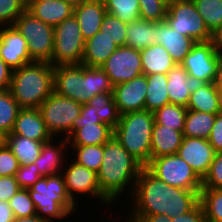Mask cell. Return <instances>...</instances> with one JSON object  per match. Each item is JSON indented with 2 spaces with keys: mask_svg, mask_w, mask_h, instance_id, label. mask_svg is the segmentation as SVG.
<instances>
[{
  "mask_svg": "<svg viewBox=\"0 0 222 222\" xmlns=\"http://www.w3.org/2000/svg\"><path fill=\"white\" fill-rule=\"evenodd\" d=\"M157 34V44L168 51L177 65L183 62L196 43L192 38L172 29L166 21L157 22Z\"/></svg>",
  "mask_w": 222,
  "mask_h": 222,
  "instance_id": "cell-21",
  "label": "cell"
},
{
  "mask_svg": "<svg viewBox=\"0 0 222 222\" xmlns=\"http://www.w3.org/2000/svg\"><path fill=\"white\" fill-rule=\"evenodd\" d=\"M219 60L220 54L210 40L196 42L181 65L189 76L201 79L205 83H213Z\"/></svg>",
  "mask_w": 222,
  "mask_h": 222,
  "instance_id": "cell-14",
  "label": "cell"
},
{
  "mask_svg": "<svg viewBox=\"0 0 222 222\" xmlns=\"http://www.w3.org/2000/svg\"><path fill=\"white\" fill-rule=\"evenodd\" d=\"M140 18L152 22H164L168 5L161 0H139Z\"/></svg>",
  "mask_w": 222,
  "mask_h": 222,
  "instance_id": "cell-42",
  "label": "cell"
},
{
  "mask_svg": "<svg viewBox=\"0 0 222 222\" xmlns=\"http://www.w3.org/2000/svg\"><path fill=\"white\" fill-rule=\"evenodd\" d=\"M94 1H98V2H100V3H106L108 0H94Z\"/></svg>",
  "mask_w": 222,
  "mask_h": 222,
  "instance_id": "cell-61",
  "label": "cell"
},
{
  "mask_svg": "<svg viewBox=\"0 0 222 222\" xmlns=\"http://www.w3.org/2000/svg\"><path fill=\"white\" fill-rule=\"evenodd\" d=\"M19 189L15 176L0 177V201L8 202Z\"/></svg>",
  "mask_w": 222,
  "mask_h": 222,
  "instance_id": "cell-47",
  "label": "cell"
},
{
  "mask_svg": "<svg viewBox=\"0 0 222 222\" xmlns=\"http://www.w3.org/2000/svg\"><path fill=\"white\" fill-rule=\"evenodd\" d=\"M19 167L18 159L13 155L7 144L2 141L0 143V177L15 176Z\"/></svg>",
  "mask_w": 222,
  "mask_h": 222,
  "instance_id": "cell-45",
  "label": "cell"
},
{
  "mask_svg": "<svg viewBox=\"0 0 222 222\" xmlns=\"http://www.w3.org/2000/svg\"><path fill=\"white\" fill-rule=\"evenodd\" d=\"M100 31L112 39L119 47L126 46L127 23L122 22L118 17L106 13L103 17Z\"/></svg>",
  "mask_w": 222,
  "mask_h": 222,
  "instance_id": "cell-40",
  "label": "cell"
},
{
  "mask_svg": "<svg viewBox=\"0 0 222 222\" xmlns=\"http://www.w3.org/2000/svg\"><path fill=\"white\" fill-rule=\"evenodd\" d=\"M114 135V128L106 123H81L66 138L70 146L103 145Z\"/></svg>",
  "mask_w": 222,
  "mask_h": 222,
  "instance_id": "cell-22",
  "label": "cell"
},
{
  "mask_svg": "<svg viewBox=\"0 0 222 222\" xmlns=\"http://www.w3.org/2000/svg\"><path fill=\"white\" fill-rule=\"evenodd\" d=\"M12 69L0 57V91L9 90Z\"/></svg>",
  "mask_w": 222,
  "mask_h": 222,
  "instance_id": "cell-51",
  "label": "cell"
},
{
  "mask_svg": "<svg viewBox=\"0 0 222 222\" xmlns=\"http://www.w3.org/2000/svg\"><path fill=\"white\" fill-rule=\"evenodd\" d=\"M166 75L170 103L184 107H187L191 93L205 84L201 79L189 76L181 64H176Z\"/></svg>",
  "mask_w": 222,
  "mask_h": 222,
  "instance_id": "cell-18",
  "label": "cell"
},
{
  "mask_svg": "<svg viewBox=\"0 0 222 222\" xmlns=\"http://www.w3.org/2000/svg\"><path fill=\"white\" fill-rule=\"evenodd\" d=\"M147 93L146 75L113 86V99L120 115L145 110Z\"/></svg>",
  "mask_w": 222,
  "mask_h": 222,
  "instance_id": "cell-16",
  "label": "cell"
},
{
  "mask_svg": "<svg viewBox=\"0 0 222 222\" xmlns=\"http://www.w3.org/2000/svg\"><path fill=\"white\" fill-rule=\"evenodd\" d=\"M0 57L12 69L32 63L26 39L13 26H0Z\"/></svg>",
  "mask_w": 222,
  "mask_h": 222,
  "instance_id": "cell-15",
  "label": "cell"
},
{
  "mask_svg": "<svg viewBox=\"0 0 222 222\" xmlns=\"http://www.w3.org/2000/svg\"><path fill=\"white\" fill-rule=\"evenodd\" d=\"M54 92L84 105L97 94L113 93V85L101 67L59 65L54 67Z\"/></svg>",
  "mask_w": 222,
  "mask_h": 222,
  "instance_id": "cell-3",
  "label": "cell"
},
{
  "mask_svg": "<svg viewBox=\"0 0 222 222\" xmlns=\"http://www.w3.org/2000/svg\"><path fill=\"white\" fill-rule=\"evenodd\" d=\"M154 114L148 110L120 115L114 128L116 140L144 167L150 162Z\"/></svg>",
  "mask_w": 222,
  "mask_h": 222,
  "instance_id": "cell-6",
  "label": "cell"
},
{
  "mask_svg": "<svg viewBox=\"0 0 222 222\" xmlns=\"http://www.w3.org/2000/svg\"><path fill=\"white\" fill-rule=\"evenodd\" d=\"M20 109L9 90L0 91V135L3 138L11 133Z\"/></svg>",
  "mask_w": 222,
  "mask_h": 222,
  "instance_id": "cell-35",
  "label": "cell"
},
{
  "mask_svg": "<svg viewBox=\"0 0 222 222\" xmlns=\"http://www.w3.org/2000/svg\"><path fill=\"white\" fill-rule=\"evenodd\" d=\"M28 191L37 215L48 222H59L77 211V205L67 194L62 174L41 177Z\"/></svg>",
  "mask_w": 222,
  "mask_h": 222,
  "instance_id": "cell-5",
  "label": "cell"
},
{
  "mask_svg": "<svg viewBox=\"0 0 222 222\" xmlns=\"http://www.w3.org/2000/svg\"><path fill=\"white\" fill-rule=\"evenodd\" d=\"M169 222H207L200 202L189 212L170 218Z\"/></svg>",
  "mask_w": 222,
  "mask_h": 222,
  "instance_id": "cell-50",
  "label": "cell"
},
{
  "mask_svg": "<svg viewBox=\"0 0 222 222\" xmlns=\"http://www.w3.org/2000/svg\"><path fill=\"white\" fill-rule=\"evenodd\" d=\"M42 1H53V0H26V2H42Z\"/></svg>",
  "mask_w": 222,
  "mask_h": 222,
  "instance_id": "cell-59",
  "label": "cell"
},
{
  "mask_svg": "<svg viewBox=\"0 0 222 222\" xmlns=\"http://www.w3.org/2000/svg\"><path fill=\"white\" fill-rule=\"evenodd\" d=\"M177 154L203 179L216 152L207 139L184 136Z\"/></svg>",
  "mask_w": 222,
  "mask_h": 222,
  "instance_id": "cell-17",
  "label": "cell"
},
{
  "mask_svg": "<svg viewBox=\"0 0 222 222\" xmlns=\"http://www.w3.org/2000/svg\"><path fill=\"white\" fill-rule=\"evenodd\" d=\"M14 215L8 202L0 201V222H13Z\"/></svg>",
  "mask_w": 222,
  "mask_h": 222,
  "instance_id": "cell-53",
  "label": "cell"
},
{
  "mask_svg": "<svg viewBox=\"0 0 222 222\" xmlns=\"http://www.w3.org/2000/svg\"><path fill=\"white\" fill-rule=\"evenodd\" d=\"M3 141V137L0 135V143Z\"/></svg>",
  "mask_w": 222,
  "mask_h": 222,
  "instance_id": "cell-62",
  "label": "cell"
},
{
  "mask_svg": "<svg viewBox=\"0 0 222 222\" xmlns=\"http://www.w3.org/2000/svg\"><path fill=\"white\" fill-rule=\"evenodd\" d=\"M85 47L79 23L74 15L54 26V49L50 64L81 65Z\"/></svg>",
  "mask_w": 222,
  "mask_h": 222,
  "instance_id": "cell-8",
  "label": "cell"
},
{
  "mask_svg": "<svg viewBox=\"0 0 222 222\" xmlns=\"http://www.w3.org/2000/svg\"><path fill=\"white\" fill-rule=\"evenodd\" d=\"M218 108L219 113L222 114V90H218Z\"/></svg>",
  "mask_w": 222,
  "mask_h": 222,
  "instance_id": "cell-58",
  "label": "cell"
},
{
  "mask_svg": "<svg viewBox=\"0 0 222 222\" xmlns=\"http://www.w3.org/2000/svg\"><path fill=\"white\" fill-rule=\"evenodd\" d=\"M72 149L73 161L97 173L103 160V145L69 146ZM74 152V153H73ZM75 159V160H74Z\"/></svg>",
  "mask_w": 222,
  "mask_h": 222,
  "instance_id": "cell-37",
  "label": "cell"
},
{
  "mask_svg": "<svg viewBox=\"0 0 222 222\" xmlns=\"http://www.w3.org/2000/svg\"><path fill=\"white\" fill-rule=\"evenodd\" d=\"M143 167L113 136L103 144V160L97 172L101 194L112 205L122 194L128 193L131 198Z\"/></svg>",
  "mask_w": 222,
  "mask_h": 222,
  "instance_id": "cell-2",
  "label": "cell"
},
{
  "mask_svg": "<svg viewBox=\"0 0 222 222\" xmlns=\"http://www.w3.org/2000/svg\"><path fill=\"white\" fill-rule=\"evenodd\" d=\"M163 2H165L167 5H169L173 0H161Z\"/></svg>",
  "mask_w": 222,
  "mask_h": 222,
  "instance_id": "cell-60",
  "label": "cell"
},
{
  "mask_svg": "<svg viewBox=\"0 0 222 222\" xmlns=\"http://www.w3.org/2000/svg\"><path fill=\"white\" fill-rule=\"evenodd\" d=\"M26 10V0H0V26L13 25Z\"/></svg>",
  "mask_w": 222,
  "mask_h": 222,
  "instance_id": "cell-43",
  "label": "cell"
},
{
  "mask_svg": "<svg viewBox=\"0 0 222 222\" xmlns=\"http://www.w3.org/2000/svg\"><path fill=\"white\" fill-rule=\"evenodd\" d=\"M70 161L71 163L65 162L63 173L61 174L64 177L66 191L71 201L77 205L76 195L80 194L78 196H81L84 194L96 200L98 199V202H101L100 204L103 203V205H108L110 208L112 204L101 194L97 173L72 160Z\"/></svg>",
  "mask_w": 222,
  "mask_h": 222,
  "instance_id": "cell-12",
  "label": "cell"
},
{
  "mask_svg": "<svg viewBox=\"0 0 222 222\" xmlns=\"http://www.w3.org/2000/svg\"><path fill=\"white\" fill-rule=\"evenodd\" d=\"M188 110L201 111L209 114H218V90L213 83H205L191 93Z\"/></svg>",
  "mask_w": 222,
  "mask_h": 222,
  "instance_id": "cell-31",
  "label": "cell"
},
{
  "mask_svg": "<svg viewBox=\"0 0 222 222\" xmlns=\"http://www.w3.org/2000/svg\"><path fill=\"white\" fill-rule=\"evenodd\" d=\"M183 137L182 132L154 122L150 160L160 156L177 154Z\"/></svg>",
  "mask_w": 222,
  "mask_h": 222,
  "instance_id": "cell-26",
  "label": "cell"
},
{
  "mask_svg": "<svg viewBox=\"0 0 222 222\" xmlns=\"http://www.w3.org/2000/svg\"><path fill=\"white\" fill-rule=\"evenodd\" d=\"M216 153H222V114L218 113L207 139Z\"/></svg>",
  "mask_w": 222,
  "mask_h": 222,
  "instance_id": "cell-48",
  "label": "cell"
},
{
  "mask_svg": "<svg viewBox=\"0 0 222 222\" xmlns=\"http://www.w3.org/2000/svg\"><path fill=\"white\" fill-rule=\"evenodd\" d=\"M200 190L170 186L143 167L136 180L128 217L167 215L170 218L191 211L199 203Z\"/></svg>",
  "mask_w": 222,
  "mask_h": 222,
  "instance_id": "cell-1",
  "label": "cell"
},
{
  "mask_svg": "<svg viewBox=\"0 0 222 222\" xmlns=\"http://www.w3.org/2000/svg\"><path fill=\"white\" fill-rule=\"evenodd\" d=\"M119 46L103 32H97L85 40L82 65L101 67Z\"/></svg>",
  "mask_w": 222,
  "mask_h": 222,
  "instance_id": "cell-25",
  "label": "cell"
},
{
  "mask_svg": "<svg viewBox=\"0 0 222 222\" xmlns=\"http://www.w3.org/2000/svg\"><path fill=\"white\" fill-rule=\"evenodd\" d=\"M187 110L184 106L168 103L153 112L154 122L183 133Z\"/></svg>",
  "mask_w": 222,
  "mask_h": 222,
  "instance_id": "cell-33",
  "label": "cell"
},
{
  "mask_svg": "<svg viewBox=\"0 0 222 222\" xmlns=\"http://www.w3.org/2000/svg\"><path fill=\"white\" fill-rule=\"evenodd\" d=\"M55 139L56 138H52L51 140L43 143L40 156L34 162L39 173L43 177L61 174L65 165V160H68V157H66V150L69 148L67 139L63 138L62 141L60 139V144H57L54 141Z\"/></svg>",
  "mask_w": 222,
  "mask_h": 222,
  "instance_id": "cell-20",
  "label": "cell"
},
{
  "mask_svg": "<svg viewBox=\"0 0 222 222\" xmlns=\"http://www.w3.org/2000/svg\"><path fill=\"white\" fill-rule=\"evenodd\" d=\"M13 26L26 39L32 61L50 63L54 49V27L25 10Z\"/></svg>",
  "mask_w": 222,
  "mask_h": 222,
  "instance_id": "cell-7",
  "label": "cell"
},
{
  "mask_svg": "<svg viewBox=\"0 0 222 222\" xmlns=\"http://www.w3.org/2000/svg\"><path fill=\"white\" fill-rule=\"evenodd\" d=\"M3 141L11 149L13 155L18 159L20 165L34 163L40 156L43 142L19 135H7Z\"/></svg>",
  "mask_w": 222,
  "mask_h": 222,
  "instance_id": "cell-29",
  "label": "cell"
},
{
  "mask_svg": "<svg viewBox=\"0 0 222 222\" xmlns=\"http://www.w3.org/2000/svg\"><path fill=\"white\" fill-rule=\"evenodd\" d=\"M165 21L172 29L192 38L195 42H206L213 39V34L205 25L191 0H173L168 5Z\"/></svg>",
  "mask_w": 222,
  "mask_h": 222,
  "instance_id": "cell-11",
  "label": "cell"
},
{
  "mask_svg": "<svg viewBox=\"0 0 222 222\" xmlns=\"http://www.w3.org/2000/svg\"><path fill=\"white\" fill-rule=\"evenodd\" d=\"M101 68L113 86L130 81L143 75L140 50L120 46L109 56Z\"/></svg>",
  "mask_w": 222,
  "mask_h": 222,
  "instance_id": "cell-13",
  "label": "cell"
},
{
  "mask_svg": "<svg viewBox=\"0 0 222 222\" xmlns=\"http://www.w3.org/2000/svg\"><path fill=\"white\" fill-rule=\"evenodd\" d=\"M145 167L170 186L185 190L202 189V179L178 154L153 158Z\"/></svg>",
  "mask_w": 222,
  "mask_h": 222,
  "instance_id": "cell-10",
  "label": "cell"
},
{
  "mask_svg": "<svg viewBox=\"0 0 222 222\" xmlns=\"http://www.w3.org/2000/svg\"><path fill=\"white\" fill-rule=\"evenodd\" d=\"M213 84L217 88V90H222V55H220V60L217 66Z\"/></svg>",
  "mask_w": 222,
  "mask_h": 222,
  "instance_id": "cell-54",
  "label": "cell"
},
{
  "mask_svg": "<svg viewBox=\"0 0 222 222\" xmlns=\"http://www.w3.org/2000/svg\"><path fill=\"white\" fill-rule=\"evenodd\" d=\"M81 108L82 105L77 101L60 96L55 92L38 107L51 136L53 138L58 136L61 139H66L73 130V124L80 115Z\"/></svg>",
  "mask_w": 222,
  "mask_h": 222,
  "instance_id": "cell-9",
  "label": "cell"
},
{
  "mask_svg": "<svg viewBox=\"0 0 222 222\" xmlns=\"http://www.w3.org/2000/svg\"><path fill=\"white\" fill-rule=\"evenodd\" d=\"M199 202L207 222H222V189L202 188Z\"/></svg>",
  "mask_w": 222,
  "mask_h": 222,
  "instance_id": "cell-36",
  "label": "cell"
},
{
  "mask_svg": "<svg viewBox=\"0 0 222 222\" xmlns=\"http://www.w3.org/2000/svg\"><path fill=\"white\" fill-rule=\"evenodd\" d=\"M41 177H43L37 166L32 163L28 165H20L15 174L16 181L20 188L28 189L33 186Z\"/></svg>",
  "mask_w": 222,
  "mask_h": 222,
  "instance_id": "cell-46",
  "label": "cell"
},
{
  "mask_svg": "<svg viewBox=\"0 0 222 222\" xmlns=\"http://www.w3.org/2000/svg\"><path fill=\"white\" fill-rule=\"evenodd\" d=\"M8 203L14 217H29L37 214L28 189L20 188Z\"/></svg>",
  "mask_w": 222,
  "mask_h": 222,
  "instance_id": "cell-41",
  "label": "cell"
},
{
  "mask_svg": "<svg viewBox=\"0 0 222 222\" xmlns=\"http://www.w3.org/2000/svg\"><path fill=\"white\" fill-rule=\"evenodd\" d=\"M53 84L54 67L33 61L12 71L9 91L21 109L38 108L54 92Z\"/></svg>",
  "mask_w": 222,
  "mask_h": 222,
  "instance_id": "cell-4",
  "label": "cell"
},
{
  "mask_svg": "<svg viewBox=\"0 0 222 222\" xmlns=\"http://www.w3.org/2000/svg\"><path fill=\"white\" fill-rule=\"evenodd\" d=\"M106 13L105 4L94 0H88L74 8L73 15L79 23L85 40L100 31V26Z\"/></svg>",
  "mask_w": 222,
  "mask_h": 222,
  "instance_id": "cell-23",
  "label": "cell"
},
{
  "mask_svg": "<svg viewBox=\"0 0 222 222\" xmlns=\"http://www.w3.org/2000/svg\"><path fill=\"white\" fill-rule=\"evenodd\" d=\"M26 10L51 26H56L74 13V8L64 0L26 2Z\"/></svg>",
  "mask_w": 222,
  "mask_h": 222,
  "instance_id": "cell-24",
  "label": "cell"
},
{
  "mask_svg": "<svg viewBox=\"0 0 222 222\" xmlns=\"http://www.w3.org/2000/svg\"><path fill=\"white\" fill-rule=\"evenodd\" d=\"M217 114L187 110L183 136L208 139Z\"/></svg>",
  "mask_w": 222,
  "mask_h": 222,
  "instance_id": "cell-32",
  "label": "cell"
},
{
  "mask_svg": "<svg viewBox=\"0 0 222 222\" xmlns=\"http://www.w3.org/2000/svg\"><path fill=\"white\" fill-rule=\"evenodd\" d=\"M9 135H19L43 143L53 138L38 108L20 109Z\"/></svg>",
  "mask_w": 222,
  "mask_h": 222,
  "instance_id": "cell-19",
  "label": "cell"
},
{
  "mask_svg": "<svg viewBox=\"0 0 222 222\" xmlns=\"http://www.w3.org/2000/svg\"><path fill=\"white\" fill-rule=\"evenodd\" d=\"M95 107L100 119L115 128L120 120V113L113 99V93H100L95 95L88 103Z\"/></svg>",
  "mask_w": 222,
  "mask_h": 222,
  "instance_id": "cell-34",
  "label": "cell"
},
{
  "mask_svg": "<svg viewBox=\"0 0 222 222\" xmlns=\"http://www.w3.org/2000/svg\"><path fill=\"white\" fill-rule=\"evenodd\" d=\"M95 107L87 104L82 105L80 115L75 119L73 129L81 123H104L97 115Z\"/></svg>",
  "mask_w": 222,
  "mask_h": 222,
  "instance_id": "cell-49",
  "label": "cell"
},
{
  "mask_svg": "<svg viewBox=\"0 0 222 222\" xmlns=\"http://www.w3.org/2000/svg\"><path fill=\"white\" fill-rule=\"evenodd\" d=\"M202 188L222 189V153H216L208 173L202 179Z\"/></svg>",
  "mask_w": 222,
  "mask_h": 222,
  "instance_id": "cell-44",
  "label": "cell"
},
{
  "mask_svg": "<svg viewBox=\"0 0 222 222\" xmlns=\"http://www.w3.org/2000/svg\"><path fill=\"white\" fill-rule=\"evenodd\" d=\"M193 2L212 34L222 27V0H193Z\"/></svg>",
  "mask_w": 222,
  "mask_h": 222,
  "instance_id": "cell-38",
  "label": "cell"
},
{
  "mask_svg": "<svg viewBox=\"0 0 222 222\" xmlns=\"http://www.w3.org/2000/svg\"><path fill=\"white\" fill-rule=\"evenodd\" d=\"M64 1L69 5H71L73 8H75L88 0H64Z\"/></svg>",
  "mask_w": 222,
  "mask_h": 222,
  "instance_id": "cell-57",
  "label": "cell"
},
{
  "mask_svg": "<svg viewBox=\"0 0 222 222\" xmlns=\"http://www.w3.org/2000/svg\"><path fill=\"white\" fill-rule=\"evenodd\" d=\"M170 217L167 215H151L144 217H128L125 222H169Z\"/></svg>",
  "mask_w": 222,
  "mask_h": 222,
  "instance_id": "cell-52",
  "label": "cell"
},
{
  "mask_svg": "<svg viewBox=\"0 0 222 222\" xmlns=\"http://www.w3.org/2000/svg\"><path fill=\"white\" fill-rule=\"evenodd\" d=\"M157 22L138 19L127 23L126 46L134 49H143L157 44Z\"/></svg>",
  "mask_w": 222,
  "mask_h": 222,
  "instance_id": "cell-28",
  "label": "cell"
},
{
  "mask_svg": "<svg viewBox=\"0 0 222 222\" xmlns=\"http://www.w3.org/2000/svg\"><path fill=\"white\" fill-rule=\"evenodd\" d=\"M212 41L218 53L222 55V27L213 34Z\"/></svg>",
  "mask_w": 222,
  "mask_h": 222,
  "instance_id": "cell-55",
  "label": "cell"
},
{
  "mask_svg": "<svg viewBox=\"0 0 222 222\" xmlns=\"http://www.w3.org/2000/svg\"><path fill=\"white\" fill-rule=\"evenodd\" d=\"M13 222H48V221L36 214L29 217H14Z\"/></svg>",
  "mask_w": 222,
  "mask_h": 222,
  "instance_id": "cell-56",
  "label": "cell"
},
{
  "mask_svg": "<svg viewBox=\"0 0 222 222\" xmlns=\"http://www.w3.org/2000/svg\"><path fill=\"white\" fill-rule=\"evenodd\" d=\"M147 93L145 99V110L154 112L155 110L170 103L167 91V75L151 74L146 75Z\"/></svg>",
  "mask_w": 222,
  "mask_h": 222,
  "instance_id": "cell-30",
  "label": "cell"
},
{
  "mask_svg": "<svg viewBox=\"0 0 222 222\" xmlns=\"http://www.w3.org/2000/svg\"><path fill=\"white\" fill-rule=\"evenodd\" d=\"M144 75L167 74L176 63L168 51L160 44H154L140 50Z\"/></svg>",
  "mask_w": 222,
  "mask_h": 222,
  "instance_id": "cell-27",
  "label": "cell"
},
{
  "mask_svg": "<svg viewBox=\"0 0 222 222\" xmlns=\"http://www.w3.org/2000/svg\"><path fill=\"white\" fill-rule=\"evenodd\" d=\"M105 8L107 13L118 17L125 23L140 19L139 0H108Z\"/></svg>",
  "mask_w": 222,
  "mask_h": 222,
  "instance_id": "cell-39",
  "label": "cell"
}]
</instances>
